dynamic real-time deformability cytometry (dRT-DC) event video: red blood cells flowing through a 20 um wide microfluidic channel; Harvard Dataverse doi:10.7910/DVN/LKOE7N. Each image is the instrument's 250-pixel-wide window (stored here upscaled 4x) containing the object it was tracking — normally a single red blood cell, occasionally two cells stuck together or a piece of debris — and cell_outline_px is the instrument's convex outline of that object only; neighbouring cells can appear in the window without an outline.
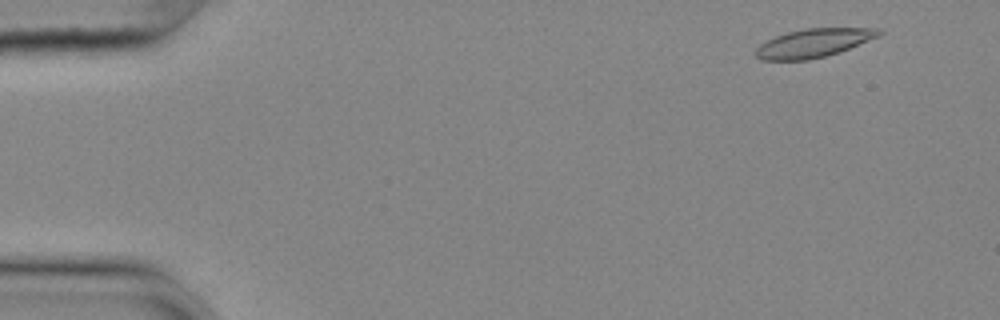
{"species": "common noctule bat (a hibernating species)", "species_latin": "Nyctalus noctula", "temperature_condition": "cold", "stored_images_in_passage": 54, "camera_frame_rate_fps": 3000, "um_per_image_px": 0.085, "animal": {"sex": "female", "body_mass_g": 25.1}, "frame": {"image": 1, "passage_image": 3, "time_ms": 0.667, "image_size_px": [1000, 320], "cell_outline_px": [[884, 32], [880, 36], [840, 52], [808, 60], [760, 60], [756, 56], [756, 48], [764, 40], [788, 32], [804, 28], [880, 28]], "centroid_in_image_um": [69.17, 3.65], "position_along_channel_um": 15.8, "area_um2": 20.63}}
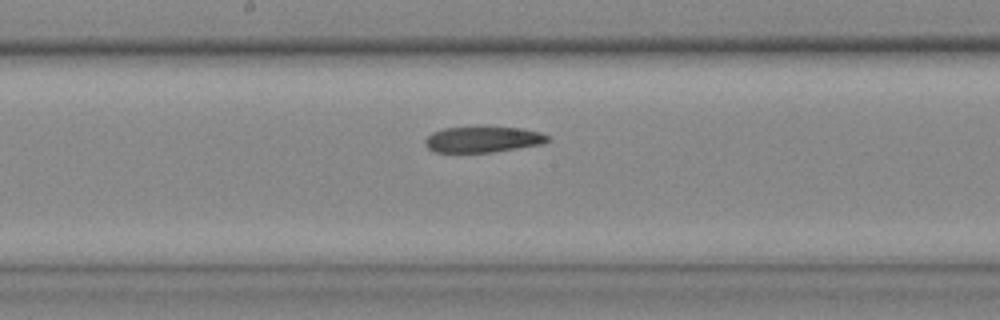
{"frame": {"image": 2, "passage_image": 28, "time_ms": 9.0, "image_size_px": [1000, 320], "cell_outline_px": [[552, 140], [544, 144], [492, 152], [432, 152], [424, 144], [424, 140], [432, 132], [444, 128], [480, 124], [520, 128], [540, 132], [548, 136]], "centroid_in_image_um": [41.04, 11.81], "position_along_channel_um": 207.2, "area_um2": 19.42}}
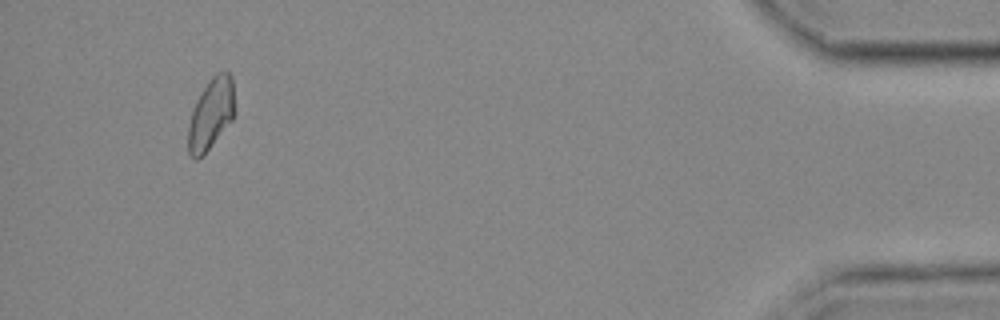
{"frame": {"image": 3, "passage_image": 51, "time_ms": 16.667, "image_size_px": [1000, 320], "cell_outline_px": [[236, 112], [232, 120], [208, 148], [196, 160], [188, 152], [188, 128], [192, 112], [196, 100], [212, 76], [216, 72], [224, 68], [232, 76]], "centroid_in_image_um": [17.97, 9.6], "position_along_channel_um": 417.2, "area_um2": 19.19}, "authors_computed_cell_mechanics": {"area_um2": 19.9699, "velocity_mm_per_s": 3.6273, "shape_relaxation_time_tau1_ms": null, "shape_relaxation_time_tau2_ms": 7.1771, "deformation_change_tau1": null, "deformation_change_tau2": 0.1538}}